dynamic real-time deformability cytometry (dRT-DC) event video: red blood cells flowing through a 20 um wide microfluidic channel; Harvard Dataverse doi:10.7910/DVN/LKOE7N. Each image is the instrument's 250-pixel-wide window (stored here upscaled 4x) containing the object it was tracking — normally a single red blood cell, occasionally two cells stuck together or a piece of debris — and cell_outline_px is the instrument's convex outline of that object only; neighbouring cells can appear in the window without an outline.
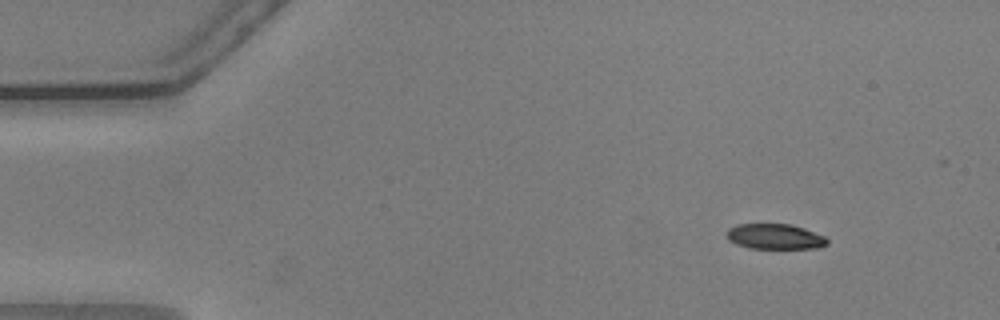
{"species": "common noctule bat (a hibernating species)", "species_latin": "Nyctalus noctula", "temperature_condition": "warm", "stored_images_in_passage": 51, "camera_frame_rate_fps": 3000, "um_per_image_px": 0.085, "animal": {"sex": "male", "body_mass_g": 20.5, "forearm_length_mm": 52.5}, "frame": {"image": 1, "passage_image": 1, "time_ms": 0.0, "image_size_px": [1000, 320], "cell_outline_px": [[828, 244], [820, 248], [748, 248], [736, 244], [728, 240], [728, 228], [736, 224], [792, 224], [804, 228], [824, 236], [828, 240]], "centroid_in_image_um": [65.88, 20.1], "position_along_channel_um": 19.1, "area_um2": 14.85}}
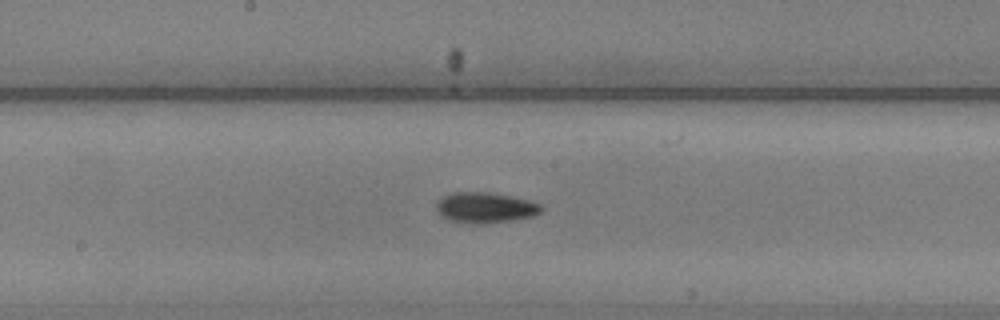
{"frame": {"image": 2, "passage_image": 24, "time_ms": 7.667, "image_size_px": [1000, 320], "cell_outline_px": [[544, 208], [540, 212], [532, 216], [512, 220], [480, 224], [472, 224], [448, 220], [440, 216], [436, 212], [436, 204], [444, 196], [452, 192], [492, 192], [532, 200], [540, 204]], "centroid_in_image_um": [41.24, 17.64], "position_along_channel_um": 207.0, "area_um2": 18.96}}
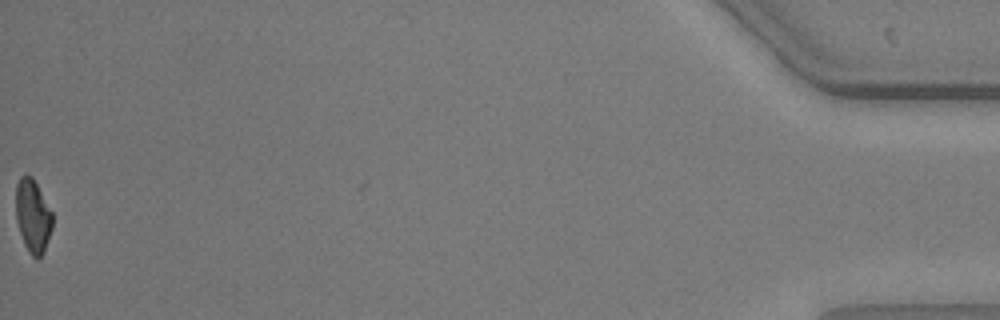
{"frame": {"image": 3, "passage_image": 51, "time_ms": 16.667, "image_size_px": [1000, 320], "cell_outline_px": [[52, 228], [44, 252], [36, 260], [28, 252], [24, 244], [16, 220], [16, 184], [20, 176], [24, 172], [32, 176], [52, 212]], "centroid_in_image_um": [2.78, 18.34], "position_along_channel_um": 432.4, "area_um2": 15.72}, "authors_computed_cell_mechanics": {"area_um2": 16.9932, "velocity_mm_per_s": 3.6339, "shape_relaxation_time_tau1_ms": 4.8941, "shape_relaxation_time_tau2_ms": 4.6803, "deformation_change_tau1": 0.1618, "deformation_change_tau2": 0.1045}}